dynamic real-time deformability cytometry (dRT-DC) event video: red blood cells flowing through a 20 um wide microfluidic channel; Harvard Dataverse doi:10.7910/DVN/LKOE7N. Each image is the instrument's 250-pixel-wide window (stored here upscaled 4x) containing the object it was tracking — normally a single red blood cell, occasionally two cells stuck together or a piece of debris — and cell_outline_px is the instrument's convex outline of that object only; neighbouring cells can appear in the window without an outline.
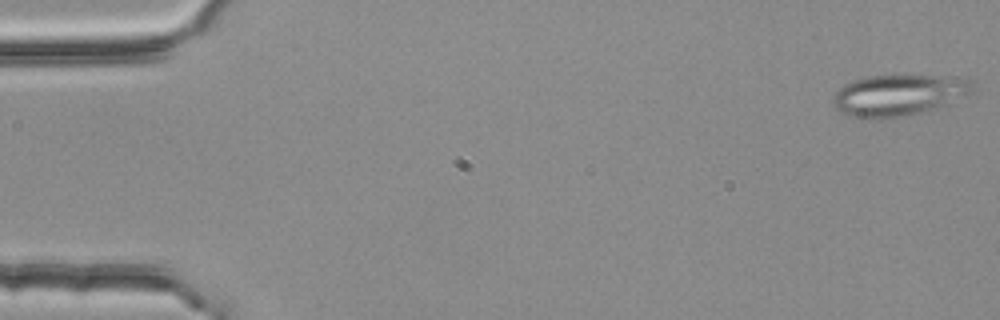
{"species": "common noctule bat (a hibernating species)", "species_latin": "Nyctalus noctula", "temperature_condition": "room temperature", "stored_images_in_passage": 4, "camera_frame_rate_fps": 3000, "um_per_image_px": 0.085, "animal": {"sex": "female", "body_mass_g": 25.1}, "frame": {"image": 1, "passage_image": 1, "time_ms": 0.0, "image_size_px": [1000, 320], "cell_outline_px": [[976, 84], [972, 92], [928, 112], [896, 116], [852, 116], [840, 112], [832, 104], [832, 96], [836, 88], [852, 80], [868, 76], [896, 72], [964, 76], [976, 80]], "centroid_in_image_um": [76.47, 7.97], "position_along_channel_um": 8.5, "area_um2": 34.85}}